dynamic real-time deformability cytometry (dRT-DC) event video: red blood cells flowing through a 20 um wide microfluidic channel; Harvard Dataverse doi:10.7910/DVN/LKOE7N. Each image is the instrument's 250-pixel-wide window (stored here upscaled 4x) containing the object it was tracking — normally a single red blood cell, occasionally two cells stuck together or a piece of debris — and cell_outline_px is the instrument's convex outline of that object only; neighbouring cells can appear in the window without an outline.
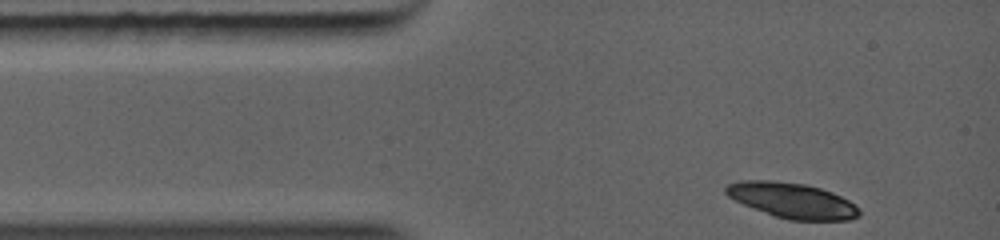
{"species": "common noctule bat (a hibernating species)", "species_latin": "Nyctalus noctula", "temperature_condition": "warm", "stored_images_in_passage": 4, "camera_frame_rate_fps": 5000, "um_per_image_px": 0.085, "animal": {"sex": "female", "body_mass_g": 19.0, "forearm_length_mm": 56.7}, "frame": {"image": 1, "passage_image": 1, "time_ms": 0.0, "image_size_px": [1000, 240], "cell_outline_px": [[860, 216], [848, 220], [788, 220], [776, 216], [744, 204], [728, 196], [724, 192], [724, 188], [728, 184], [740, 180], [772, 180], [804, 184], [820, 188], [832, 192], [848, 200], [860, 208]], "centroid_in_image_um": [67.35, 17.03], "position_along_channel_um": 17.6, "area_um2": 27.28}}